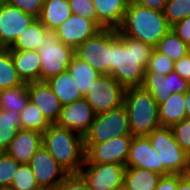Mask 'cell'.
Segmentation results:
<instances>
[{
  "label": "cell",
  "mask_w": 190,
  "mask_h": 190,
  "mask_svg": "<svg viewBox=\"0 0 190 190\" xmlns=\"http://www.w3.org/2000/svg\"><path fill=\"white\" fill-rule=\"evenodd\" d=\"M36 18L5 1L0 2V48L9 49Z\"/></svg>",
  "instance_id": "obj_12"
},
{
  "label": "cell",
  "mask_w": 190,
  "mask_h": 190,
  "mask_svg": "<svg viewBox=\"0 0 190 190\" xmlns=\"http://www.w3.org/2000/svg\"><path fill=\"white\" fill-rule=\"evenodd\" d=\"M124 91L110 74L98 75L84 98L97 115L120 107L123 104Z\"/></svg>",
  "instance_id": "obj_8"
},
{
  "label": "cell",
  "mask_w": 190,
  "mask_h": 190,
  "mask_svg": "<svg viewBox=\"0 0 190 190\" xmlns=\"http://www.w3.org/2000/svg\"><path fill=\"white\" fill-rule=\"evenodd\" d=\"M29 101L34 103L50 124H55L61 115L62 104L46 81L28 83Z\"/></svg>",
  "instance_id": "obj_18"
},
{
  "label": "cell",
  "mask_w": 190,
  "mask_h": 190,
  "mask_svg": "<svg viewBox=\"0 0 190 190\" xmlns=\"http://www.w3.org/2000/svg\"><path fill=\"white\" fill-rule=\"evenodd\" d=\"M72 14L68 0H44L37 18L47 29L55 30Z\"/></svg>",
  "instance_id": "obj_23"
},
{
  "label": "cell",
  "mask_w": 190,
  "mask_h": 190,
  "mask_svg": "<svg viewBox=\"0 0 190 190\" xmlns=\"http://www.w3.org/2000/svg\"><path fill=\"white\" fill-rule=\"evenodd\" d=\"M171 29L183 42L190 46V16L175 23Z\"/></svg>",
  "instance_id": "obj_41"
},
{
  "label": "cell",
  "mask_w": 190,
  "mask_h": 190,
  "mask_svg": "<svg viewBox=\"0 0 190 190\" xmlns=\"http://www.w3.org/2000/svg\"><path fill=\"white\" fill-rule=\"evenodd\" d=\"M57 187L58 190H90L80 174H68Z\"/></svg>",
  "instance_id": "obj_40"
},
{
  "label": "cell",
  "mask_w": 190,
  "mask_h": 190,
  "mask_svg": "<svg viewBox=\"0 0 190 190\" xmlns=\"http://www.w3.org/2000/svg\"><path fill=\"white\" fill-rule=\"evenodd\" d=\"M177 190H190V174H178V187Z\"/></svg>",
  "instance_id": "obj_45"
},
{
  "label": "cell",
  "mask_w": 190,
  "mask_h": 190,
  "mask_svg": "<svg viewBox=\"0 0 190 190\" xmlns=\"http://www.w3.org/2000/svg\"><path fill=\"white\" fill-rule=\"evenodd\" d=\"M186 118L190 119V88L184 93Z\"/></svg>",
  "instance_id": "obj_46"
},
{
  "label": "cell",
  "mask_w": 190,
  "mask_h": 190,
  "mask_svg": "<svg viewBox=\"0 0 190 190\" xmlns=\"http://www.w3.org/2000/svg\"><path fill=\"white\" fill-rule=\"evenodd\" d=\"M97 14V24L101 28L118 29L127 8L124 0H93Z\"/></svg>",
  "instance_id": "obj_20"
},
{
  "label": "cell",
  "mask_w": 190,
  "mask_h": 190,
  "mask_svg": "<svg viewBox=\"0 0 190 190\" xmlns=\"http://www.w3.org/2000/svg\"><path fill=\"white\" fill-rule=\"evenodd\" d=\"M18 163L13 157L5 151L0 152V189L8 190L12 183L13 176L19 167Z\"/></svg>",
  "instance_id": "obj_35"
},
{
  "label": "cell",
  "mask_w": 190,
  "mask_h": 190,
  "mask_svg": "<svg viewBox=\"0 0 190 190\" xmlns=\"http://www.w3.org/2000/svg\"><path fill=\"white\" fill-rule=\"evenodd\" d=\"M46 83L58 97L62 106L83 98L71 73L67 70L49 78Z\"/></svg>",
  "instance_id": "obj_22"
},
{
  "label": "cell",
  "mask_w": 190,
  "mask_h": 190,
  "mask_svg": "<svg viewBox=\"0 0 190 190\" xmlns=\"http://www.w3.org/2000/svg\"><path fill=\"white\" fill-rule=\"evenodd\" d=\"M29 101L28 83L0 90V109L21 112Z\"/></svg>",
  "instance_id": "obj_27"
},
{
  "label": "cell",
  "mask_w": 190,
  "mask_h": 190,
  "mask_svg": "<svg viewBox=\"0 0 190 190\" xmlns=\"http://www.w3.org/2000/svg\"><path fill=\"white\" fill-rule=\"evenodd\" d=\"M47 28L36 18L15 40L9 49L38 50Z\"/></svg>",
  "instance_id": "obj_28"
},
{
  "label": "cell",
  "mask_w": 190,
  "mask_h": 190,
  "mask_svg": "<svg viewBox=\"0 0 190 190\" xmlns=\"http://www.w3.org/2000/svg\"><path fill=\"white\" fill-rule=\"evenodd\" d=\"M75 55L100 75L110 74V28H102L75 49Z\"/></svg>",
  "instance_id": "obj_9"
},
{
  "label": "cell",
  "mask_w": 190,
  "mask_h": 190,
  "mask_svg": "<svg viewBox=\"0 0 190 190\" xmlns=\"http://www.w3.org/2000/svg\"><path fill=\"white\" fill-rule=\"evenodd\" d=\"M34 190H58V187H52V188L38 187Z\"/></svg>",
  "instance_id": "obj_48"
},
{
  "label": "cell",
  "mask_w": 190,
  "mask_h": 190,
  "mask_svg": "<svg viewBox=\"0 0 190 190\" xmlns=\"http://www.w3.org/2000/svg\"><path fill=\"white\" fill-rule=\"evenodd\" d=\"M20 118L21 129L35 130L43 133L50 125L39 108L31 101H28L27 105L20 112Z\"/></svg>",
  "instance_id": "obj_32"
},
{
  "label": "cell",
  "mask_w": 190,
  "mask_h": 190,
  "mask_svg": "<svg viewBox=\"0 0 190 190\" xmlns=\"http://www.w3.org/2000/svg\"><path fill=\"white\" fill-rule=\"evenodd\" d=\"M164 15L170 26L190 16V0H168Z\"/></svg>",
  "instance_id": "obj_34"
},
{
  "label": "cell",
  "mask_w": 190,
  "mask_h": 190,
  "mask_svg": "<svg viewBox=\"0 0 190 190\" xmlns=\"http://www.w3.org/2000/svg\"><path fill=\"white\" fill-rule=\"evenodd\" d=\"M24 84L19 77L10 49L0 48V90L9 89Z\"/></svg>",
  "instance_id": "obj_31"
},
{
  "label": "cell",
  "mask_w": 190,
  "mask_h": 190,
  "mask_svg": "<svg viewBox=\"0 0 190 190\" xmlns=\"http://www.w3.org/2000/svg\"><path fill=\"white\" fill-rule=\"evenodd\" d=\"M161 177L148 169L125 167L123 183L129 190H154Z\"/></svg>",
  "instance_id": "obj_25"
},
{
  "label": "cell",
  "mask_w": 190,
  "mask_h": 190,
  "mask_svg": "<svg viewBox=\"0 0 190 190\" xmlns=\"http://www.w3.org/2000/svg\"><path fill=\"white\" fill-rule=\"evenodd\" d=\"M123 105L127 109L132 136H148L161 127L158 104L142 86L125 89Z\"/></svg>",
  "instance_id": "obj_4"
},
{
  "label": "cell",
  "mask_w": 190,
  "mask_h": 190,
  "mask_svg": "<svg viewBox=\"0 0 190 190\" xmlns=\"http://www.w3.org/2000/svg\"><path fill=\"white\" fill-rule=\"evenodd\" d=\"M178 174L164 175L160 178L154 190H177Z\"/></svg>",
  "instance_id": "obj_43"
},
{
  "label": "cell",
  "mask_w": 190,
  "mask_h": 190,
  "mask_svg": "<svg viewBox=\"0 0 190 190\" xmlns=\"http://www.w3.org/2000/svg\"><path fill=\"white\" fill-rule=\"evenodd\" d=\"M94 117L92 107L83 97L62 106L61 115L56 124L84 136L88 132Z\"/></svg>",
  "instance_id": "obj_17"
},
{
  "label": "cell",
  "mask_w": 190,
  "mask_h": 190,
  "mask_svg": "<svg viewBox=\"0 0 190 190\" xmlns=\"http://www.w3.org/2000/svg\"><path fill=\"white\" fill-rule=\"evenodd\" d=\"M29 165L39 187H57L68 175L43 145L32 156Z\"/></svg>",
  "instance_id": "obj_13"
},
{
  "label": "cell",
  "mask_w": 190,
  "mask_h": 190,
  "mask_svg": "<svg viewBox=\"0 0 190 190\" xmlns=\"http://www.w3.org/2000/svg\"><path fill=\"white\" fill-rule=\"evenodd\" d=\"M154 47L110 29V75L124 88L142 86Z\"/></svg>",
  "instance_id": "obj_1"
},
{
  "label": "cell",
  "mask_w": 190,
  "mask_h": 190,
  "mask_svg": "<svg viewBox=\"0 0 190 190\" xmlns=\"http://www.w3.org/2000/svg\"><path fill=\"white\" fill-rule=\"evenodd\" d=\"M168 0H136L135 3H138L142 6L150 8L155 11L164 12L165 5Z\"/></svg>",
  "instance_id": "obj_44"
},
{
  "label": "cell",
  "mask_w": 190,
  "mask_h": 190,
  "mask_svg": "<svg viewBox=\"0 0 190 190\" xmlns=\"http://www.w3.org/2000/svg\"><path fill=\"white\" fill-rule=\"evenodd\" d=\"M142 87L150 92L159 105L165 102L172 93H185L190 88V82L182 79L174 71L168 75L145 72Z\"/></svg>",
  "instance_id": "obj_14"
},
{
  "label": "cell",
  "mask_w": 190,
  "mask_h": 190,
  "mask_svg": "<svg viewBox=\"0 0 190 190\" xmlns=\"http://www.w3.org/2000/svg\"><path fill=\"white\" fill-rule=\"evenodd\" d=\"M125 167L148 169L162 176L170 175L163 164H160L158 153L148 136H133Z\"/></svg>",
  "instance_id": "obj_15"
},
{
  "label": "cell",
  "mask_w": 190,
  "mask_h": 190,
  "mask_svg": "<svg viewBox=\"0 0 190 190\" xmlns=\"http://www.w3.org/2000/svg\"><path fill=\"white\" fill-rule=\"evenodd\" d=\"M8 4L19 8L25 13L33 15L35 18L40 16L44 0H4Z\"/></svg>",
  "instance_id": "obj_39"
},
{
  "label": "cell",
  "mask_w": 190,
  "mask_h": 190,
  "mask_svg": "<svg viewBox=\"0 0 190 190\" xmlns=\"http://www.w3.org/2000/svg\"><path fill=\"white\" fill-rule=\"evenodd\" d=\"M127 4L135 3L136 0H124Z\"/></svg>",
  "instance_id": "obj_49"
},
{
  "label": "cell",
  "mask_w": 190,
  "mask_h": 190,
  "mask_svg": "<svg viewBox=\"0 0 190 190\" xmlns=\"http://www.w3.org/2000/svg\"><path fill=\"white\" fill-rule=\"evenodd\" d=\"M113 190H129L124 183H122L120 186L115 187Z\"/></svg>",
  "instance_id": "obj_47"
},
{
  "label": "cell",
  "mask_w": 190,
  "mask_h": 190,
  "mask_svg": "<svg viewBox=\"0 0 190 190\" xmlns=\"http://www.w3.org/2000/svg\"><path fill=\"white\" fill-rule=\"evenodd\" d=\"M125 165L116 163H84L79 174L90 190H113L123 183Z\"/></svg>",
  "instance_id": "obj_10"
},
{
  "label": "cell",
  "mask_w": 190,
  "mask_h": 190,
  "mask_svg": "<svg viewBox=\"0 0 190 190\" xmlns=\"http://www.w3.org/2000/svg\"><path fill=\"white\" fill-rule=\"evenodd\" d=\"M38 48L40 55L39 81H47L67 70L75 49L59 41L55 30L46 29Z\"/></svg>",
  "instance_id": "obj_5"
},
{
  "label": "cell",
  "mask_w": 190,
  "mask_h": 190,
  "mask_svg": "<svg viewBox=\"0 0 190 190\" xmlns=\"http://www.w3.org/2000/svg\"><path fill=\"white\" fill-rule=\"evenodd\" d=\"M154 48L174 62L185 57L190 51V46L183 42L172 29L159 40Z\"/></svg>",
  "instance_id": "obj_30"
},
{
  "label": "cell",
  "mask_w": 190,
  "mask_h": 190,
  "mask_svg": "<svg viewBox=\"0 0 190 190\" xmlns=\"http://www.w3.org/2000/svg\"><path fill=\"white\" fill-rule=\"evenodd\" d=\"M43 133L35 130L19 129L5 152L18 163H29L35 152L42 146Z\"/></svg>",
  "instance_id": "obj_19"
},
{
  "label": "cell",
  "mask_w": 190,
  "mask_h": 190,
  "mask_svg": "<svg viewBox=\"0 0 190 190\" xmlns=\"http://www.w3.org/2000/svg\"><path fill=\"white\" fill-rule=\"evenodd\" d=\"M19 129H21L20 113L0 109V152L7 149Z\"/></svg>",
  "instance_id": "obj_29"
},
{
  "label": "cell",
  "mask_w": 190,
  "mask_h": 190,
  "mask_svg": "<svg viewBox=\"0 0 190 190\" xmlns=\"http://www.w3.org/2000/svg\"><path fill=\"white\" fill-rule=\"evenodd\" d=\"M132 135L108 140L102 144H84V163H116L126 165Z\"/></svg>",
  "instance_id": "obj_11"
},
{
  "label": "cell",
  "mask_w": 190,
  "mask_h": 190,
  "mask_svg": "<svg viewBox=\"0 0 190 190\" xmlns=\"http://www.w3.org/2000/svg\"><path fill=\"white\" fill-rule=\"evenodd\" d=\"M170 29L164 12L131 3L127 4L124 19L117 30L124 36L155 47Z\"/></svg>",
  "instance_id": "obj_3"
},
{
  "label": "cell",
  "mask_w": 190,
  "mask_h": 190,
  "mask_svg": "<svg viewBox=\"0 0 190 190\" xmlns=\"http://www.w3.org/2000/svg\"><path fill=\"white\" fill-rule=\"evenodd\" d=\"M15 69L24 83L39 81L40 55L36 50L10 49Z\"/></svg>",
  "instance_id": "obj_21"
},
{
  "label": "cell",
  "mask_w": 190,
  "mask_h": 190,
  "mask_svg": "<svg viewBox=\"0 0 190 190\" xmlns=\"http://www.w3.org/2000/svg\"><path fill=\"white\" fill-rule=\"evenodd\" d=\"M36 177L29 163L19 165L8 190H34L38 188Z\"/></svg>",
  "instance_id": "obj_33"
},
{
  "label": "cell",
  "mask_w": 190,
  "mask_h": 190,
  "mask_svg": "<svg viewBox=\"0 0 190 190\" xmlns=\"http://www.w3.org/2000/svg\"><path fill=\"white\" fill-rule=\"evenodd\" d=\"M173 71L176 72L182 79L190 82V53L174 63Z\"/></svg>",
  "instance_id": "obj_42"
},
{
  "label": "cell",
  "mask_w": 190,
  "mask_h": 190,
  "mask_svg": "<svg viewBox=\"0 0 190 190\" xmlns=\"http://www.w3.org/2000/svg\"><path fill=\"white\" fill-rule=\"evenodd\" d=\"M174 63L171 58L154 48L145 72H158L162 75H168L173 72Z\"/></svg>",
  "instance_id": "obj_36"
},
{
  "label": "cell",
  "mask_w": 190,
  "mask_h": 190,
  "mask_svg": "<svg viewBox=\"0 0 190 190\" xmlns=\"http://www.w3.org/2000/svg\"><path fill=\"white\" fill-rule=\"evenodd\" d=\"M101 29L95 21L71 14L55 31L59 41L76 49L86 39L92 37Z\"/></svg>",
  "instance_id": "obj_16"
},
{
  "label": "cell",
  "mask_w": 190,
  "mask_h": 190,
  "mask_svg": "<svg viewBox=\"0 0 190 190\" xmlns=\"http://www.w3.org/2000/svg\"><path fill=\"white\" fill-rule=\"evenodd\" d=\"M67 69L71 73L83 97L97 76L100 75L92 66L76 55H74Z\"/></svg>",
  "instance_id": "obj_26"
},
{
  "label": "cell",
  "mask_w": 190,
  "mask_h": 190,
  "mask_svg": "<svg viewBox=\"0 0 190 190\" xmlns=\"http://www.w3.org/2000/svg\"><path fill=\"white\" fill-rule=\"evenodd\" d=\"M72 14L79 15L85 19L97 23V14L93 0H68Z\"/></svg>",
  "instance_id": "obj_38"
},
{
  "label": "cell",
  "mask_w": 190,
  "mask_h": 190,
  "mask_svg": "<svg viewBox=\"0 0 190 190\" xmlns=\"http://www.w3.org/2000/svg\"><path fill=\"white\" fill-rule=\"evenodd\" d=\"M184 93H172L158 105L161 127H171L186 118Z\"/></svg>",
  "instance_id": "obj_24"
},
{
  "label": "cell",
  "mask_w": 190,
  "mask_h": 190,
  "mask_svg": "<svg viewBox=\"0 0 190 190\" xmlns=\"http://www.w3.org/2000/svg\"><path fill=\"white\" fill-rule=\"evenodd\" d=\"M42 145L68 174H79L85 161L82 135L50 124L43 132Z\"/></svg>",
  "instance_id": "obj_2"
},
{
  "label": "cell",
  "mask_w": 190,
  "mask_h": 190,
  "mask_svg": "<svg viewBox=\"0 0 190 190\" xmlns=\"http://www.w3.org/2000/svg\"><path fill=\"white\" fill-rule=\"evenodd\" d=\"M131 135L126 107L122 104L116 109L97 114L83 136L84 144H102L116 137Z\"/></svg>",
  "instance_id": "obj_7"
},
{
  "label": "cell",
  "mask_w": 190,
  "mask_h": 190,
  "mask_svg": "<svg viewBox=\"0 0 190 190\" xmlns=\"http://www.w3.org/2000/svg\"><path fill=\"white\" fill-rule=\"evenodd\" d=\"M148 137L158 153L160 164L170 174H190V155L176 142L170 127L157 128Z\"/></svg>",
  "instance_id": "obj_6"
},
{
  "label": "cell",
  "mask_w": 190,
  "mask_h": 190,
  "mask_svg": "<svg viewBox=\"0 0 190 190\" xmlns=\"http://www.w3.org/2000/svg\"><path fill=\"white\" fill-rule=\"evenodd\" d=\"M176 142L190 155V119L185 118L170 127Z\"/></svg>",
  "instance_id": "obj_37"
}]
</instances>
